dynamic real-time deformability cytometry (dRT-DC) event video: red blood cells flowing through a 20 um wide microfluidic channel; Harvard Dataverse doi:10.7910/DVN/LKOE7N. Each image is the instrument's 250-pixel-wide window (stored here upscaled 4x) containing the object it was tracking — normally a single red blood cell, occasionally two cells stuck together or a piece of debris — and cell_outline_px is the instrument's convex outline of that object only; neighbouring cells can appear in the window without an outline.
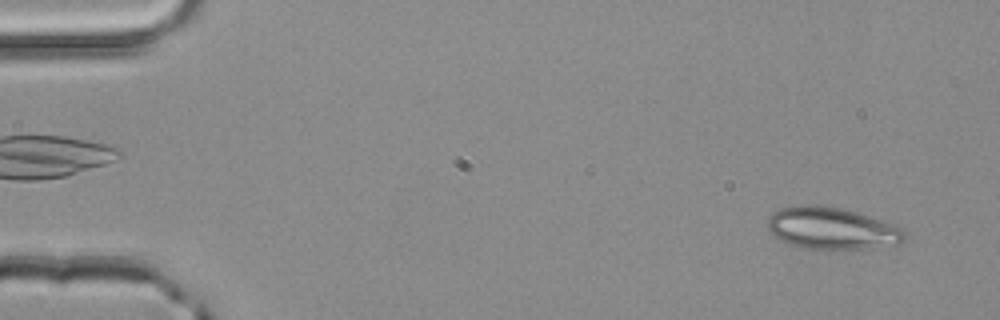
{"species": "common noctule bat (a hibernating species)", "species_latin": "Nyctalus noctula", "temperature_condition": "room temperature", "stored_images_in_passage": 50, "camera_frame_rate_fps": 3000, "um_per_image_px": 0.085, "animal": {"sex": "male", "body_mass_g": 20.4}, "frame": {"image": 1, "passage_image": 4, "time_ms": 1.0, "image_size_px": [1000, 320], "cell_outline_px": [[908, 236], [900, 244], [828, 252], [804, 248], [792, 244], [776, 236], [764, 224], [768, 216], [780, 208], [804, 204], [816, 204], [840, 208], [856, 212], [892, 224], [900, 228]], "centroid_in_image_um": [70.68, 19.43], "position_along_channel_um": 14.3, "area_um2": 33.93}}
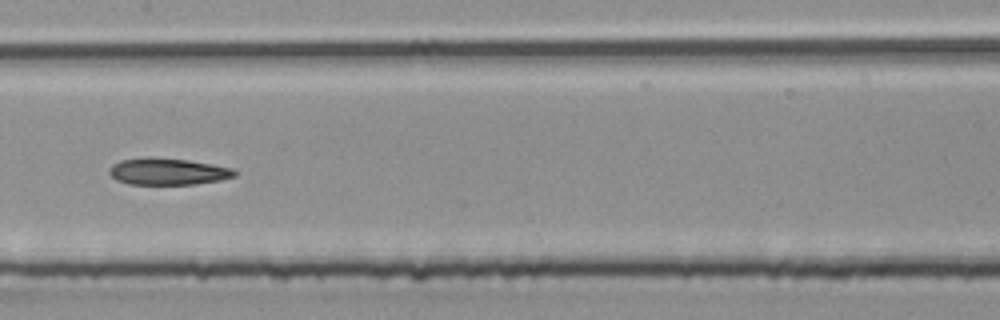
{"frame": {"image": 2, "passage_image": 26, "time_ms": 8.333, "image_size_px": [1000, 320], "cell_outline_px": [[236, 176], [220, 180], [196, 184], [128, 184], [116, 180], [108, 172], [112, 164], [120, 160], [188, 160], [232, 168], [236, 172]], "centroid_in_image_um": [14.3, 14.63], "position_along_channel_um": 193.1, "area_um2": 18.61}}
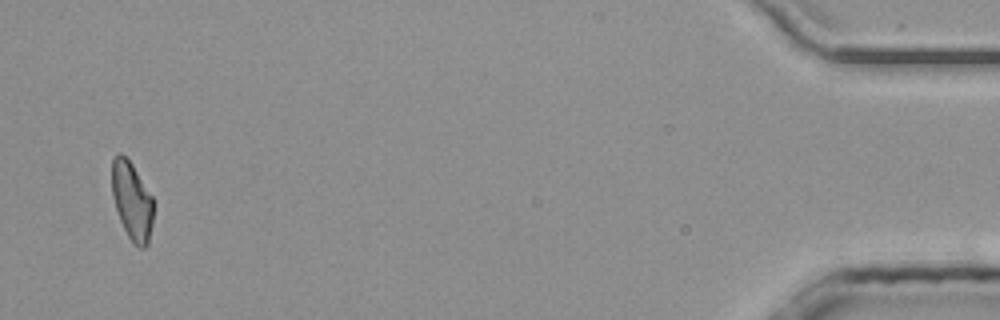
{"frame": {"image": 3, "passage_image": 49, "time_ms": 16.0, "image_size_px": [1000, 320], "cell_outline_px": [[152, 224], [148, 244], [144, 248], [140, 248], [128, 236], [120, 220], [116, 208], [112, 192], [112, 156], [116, 152], [120, 152], [132, 164], [152, 196]], "centroid_in_image_um": [11.2, 17.04], "position_along_channel_um": 424.0, "area_um2": 18.61}}